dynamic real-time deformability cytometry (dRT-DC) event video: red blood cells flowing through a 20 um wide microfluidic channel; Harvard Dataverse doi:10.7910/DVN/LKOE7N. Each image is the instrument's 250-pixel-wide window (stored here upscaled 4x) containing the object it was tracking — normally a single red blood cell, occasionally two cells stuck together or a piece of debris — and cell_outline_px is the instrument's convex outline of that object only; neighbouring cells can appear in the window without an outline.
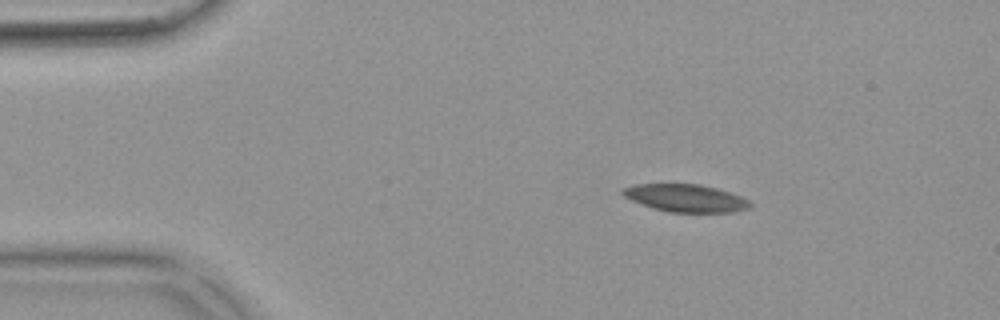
{"species": "common noctule bat (a hibernating species)", "species_latin": "Nyctalus noctula", "temperature_condition": "warm", "stored_images_in_passage": 53, "camera_frame_rate_fps": 3000, "um_per_image_px": 0.085, "animal": {"sex": "female", "body_mass_g": 18.4}, "frame": {"image": 1, "passage_image": 6, "time_ms": 1.667, "image_size_px": [1000, 320], "cell_outline_px": [[752, 204], [748, 208], [736, 212], [668, 212], [652, 208], [632, 200], [624, 196], [620, 192], [624, 188], [636, 184], [700, 184], [716, 188], [740, 196], [748, 200]], "centroid_in_image_um": [58.28, 16.84], "position_along_channel_um": 26.7, "area_um2": 20.35}}
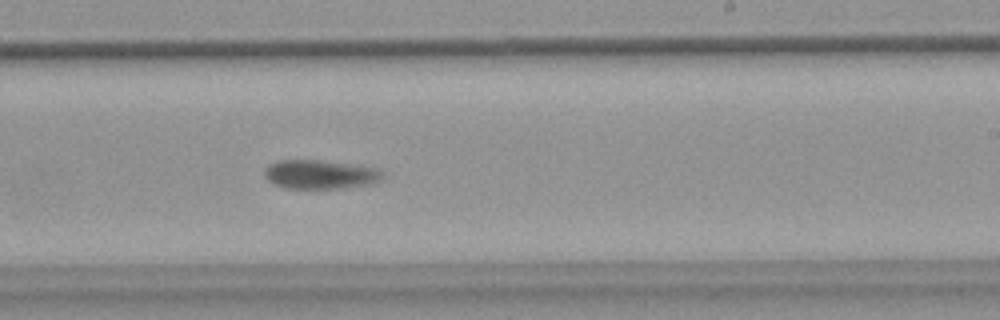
{"frame": {"image": 2, "passage_image": 31, "time_ms": 10.0, "image_size_px": [1000, 320], "cell_outline_px": [[384, 176], [380, 180], [372, 184], [344, 188], [284, 188], [268, 180], [264, 176], [264, 168], [268, 164], [280, 160], [320, 160], [380, 168], [384, 172]], "centroid_in_image_um": [27.24, 14.82], "position_along_channel_um": 261.8, "area_um2": 20.11}}
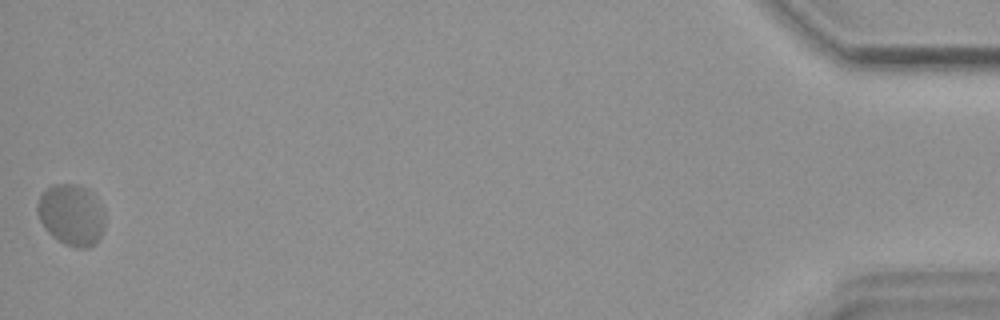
{"frame": {"image": 3, "passage_image": 53, "time_ms": 17.333, "image_size_px": [1000, 320], "cell_outline_px": [[104, 228], [100, 236], [88, 248], [76, 248], [64, 244], [52, 236], [44, 228], [36, 212], [36, 204], [44, 188], [52, 184], [76, 184], [88, 188], [96, 196], [104, 208]], "centroid_in_image_um": [6.05, 18.23], "position_along_channel_um": 429.1, "area_um2": 24.57}, "authors_computed_cell_mechanics": {"area_um2": 20.6924, "velocity_mm_per_s": 3.573, "shape_relaxation_time_tau1_ms": null, "shape_relaxation_time_tau2_ms": 1.6344, "deformation_change_tau1": null, "deformation_change_tau2": 0.0541}}